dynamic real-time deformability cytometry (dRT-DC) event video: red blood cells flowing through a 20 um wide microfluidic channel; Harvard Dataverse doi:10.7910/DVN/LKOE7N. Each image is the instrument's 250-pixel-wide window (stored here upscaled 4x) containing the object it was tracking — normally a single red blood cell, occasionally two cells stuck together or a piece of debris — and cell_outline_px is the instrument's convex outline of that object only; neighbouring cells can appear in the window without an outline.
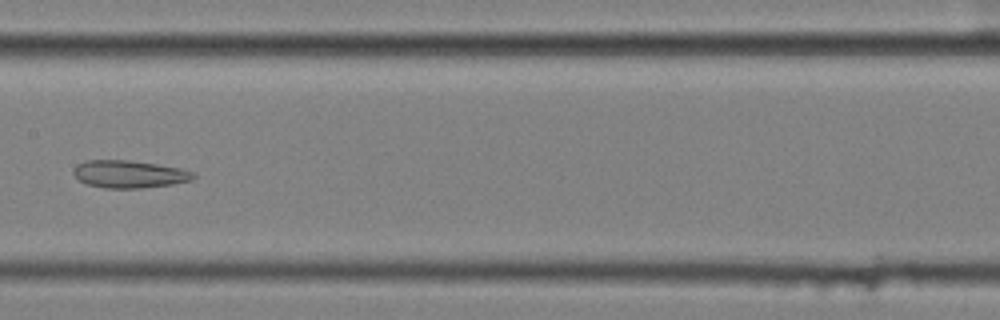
{"species": "common noctule bat (a hibernating species)", "species_latin": "Nyctalus noctula", "temperature_condition": "cold", "stored_images_in_passage": 9, "segment_of_instrument_passage": [2, 2], "camera_frame_rate_fps": 3000, "um_per_image_px": 0.085, "animal": {"sex": "female", "body_mass_g": 25.1}, "frame": {"image": 1, "passage_image": 9, "time_ms": 2.667, "image_size_px": [1000, 320], "cell_outline_px": [[196, 176], [192, 180], [172, 184], [140, 188], [104, 188], [88, 184], [80, 180], [72, 172], [80, 164], [88, 160], [128, 160], [156, 164], [180, 168], [192, 172]], "centroid_in_image_um": [11.01, 14.8], "position_along_channel_um": 196.4, "area_um2": 18.9}}